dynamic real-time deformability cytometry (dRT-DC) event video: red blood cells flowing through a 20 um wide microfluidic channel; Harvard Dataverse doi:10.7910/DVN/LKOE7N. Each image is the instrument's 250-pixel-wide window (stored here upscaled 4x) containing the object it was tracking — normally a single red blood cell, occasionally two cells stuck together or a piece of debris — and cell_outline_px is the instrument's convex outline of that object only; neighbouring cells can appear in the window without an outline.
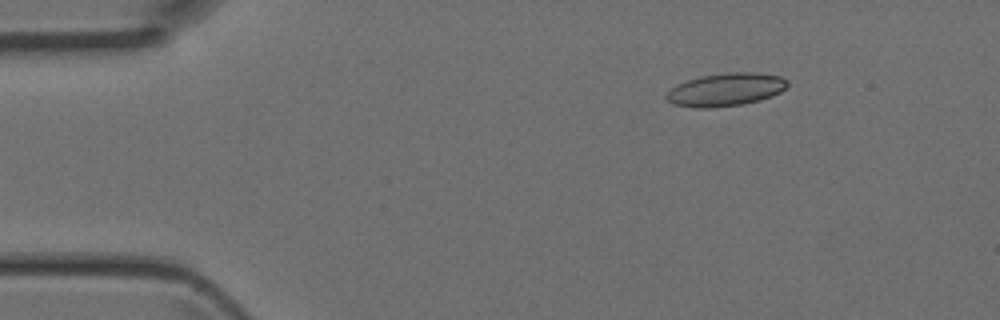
{"species": "Egyptian fruit bat (a non-hibernating species)", "species_latin": "Rousettus aegyptiacus", "temperature_condition": "room temperature", "stored_images_in_passage": 3, "camera_frame_rate_fps": 3000, "um_per_image_px": 0.085, "animal": {"sex": "female"}, "frame": {"image": 1, "passage_image": 1, "time_ms": 0.0, "image_size_px": [1000, 320], "cell_outline_px": [[788, 84], [780, 92], [772, 96], [760, 100], [744, 104], [712, 108], [692, 108], [672, 104], [664, 96], [676, 84], [700, 76], [728, 72], [756, 72], [780, 76], [788, 80]], "centroid_in_image_um": [61.67, 7.62], "position_along_channel_um": 23.3, "area_um2": 23.47}}
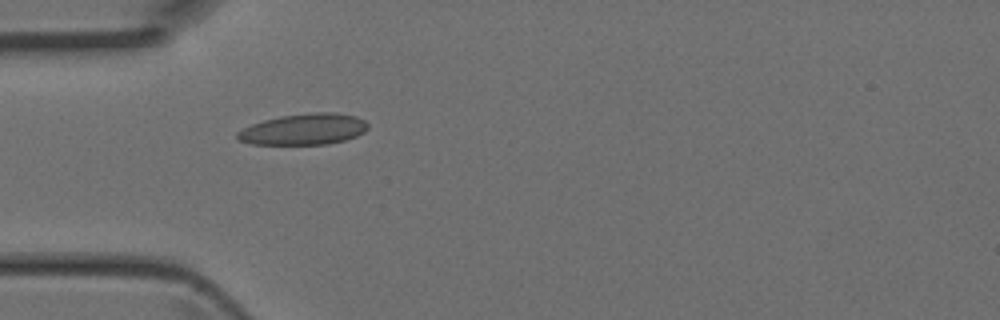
{"frame": {"image": 2, "passage_image": 3, "time_ms": 0.667, "image_size_px": [1000, 320], "cell_outline_px": [[368, 128], [364, 132], [356, 136], [344, 140], [328, 144], [252, 144], [236, 140], [236, 132], [252, 124], [264, 120], [280, 116], [312, 112], [336, 112], [356, 116], [364, 120], [368, 124]], "centroid_in_image_um": [25.82, 10.98], "position_along_channel_um": 59.2, "area_um2": 23.76}}